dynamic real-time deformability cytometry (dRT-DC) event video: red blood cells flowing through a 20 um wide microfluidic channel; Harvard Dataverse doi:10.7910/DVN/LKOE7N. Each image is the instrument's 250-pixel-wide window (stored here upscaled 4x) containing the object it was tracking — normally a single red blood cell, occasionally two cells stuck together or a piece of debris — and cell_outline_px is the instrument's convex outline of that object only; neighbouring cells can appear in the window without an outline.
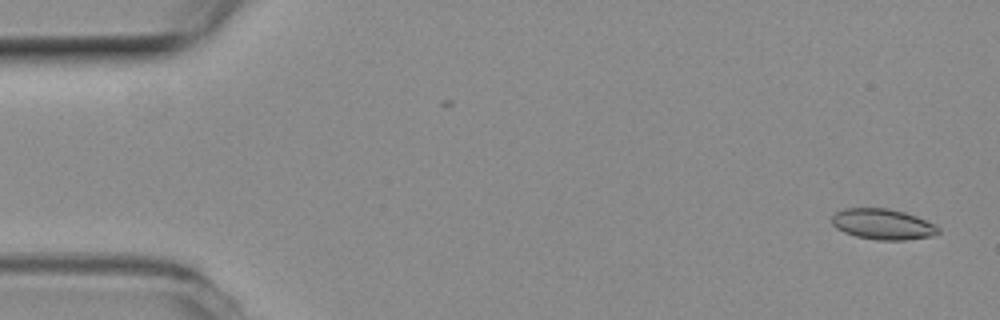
{"species": "common noctule bat (a hibernating species)", "species_latin": "Nyctalus noctula", "temperature_condition": "room temperature", "stored_images_in_passage": 2, "camera_frame_rate_fps": 3000, "um_per_image_px": 0.085, "animal": {"sex": "female", "body_mass_g": 19.3, "forearm_length_mm": 54.1}, "frame": {"image": 1, "passage_image": 2, "time_ms": 0.333, "image_size_px": [1000, 320], "cell_outline_px": [[940, 232], [932, 236], [904, 240], [876, 240], [856, 236], [844, 232], [836, 228], [832, 224], [832, 216], [836, 212], [844, 208], [888, 208], [904, 212], [916, 216], [940, 228]], "centroid_in_image_um": [75.01, 19.06], "position_along_channel_um": 10.0, "area_um2": 18.96}}